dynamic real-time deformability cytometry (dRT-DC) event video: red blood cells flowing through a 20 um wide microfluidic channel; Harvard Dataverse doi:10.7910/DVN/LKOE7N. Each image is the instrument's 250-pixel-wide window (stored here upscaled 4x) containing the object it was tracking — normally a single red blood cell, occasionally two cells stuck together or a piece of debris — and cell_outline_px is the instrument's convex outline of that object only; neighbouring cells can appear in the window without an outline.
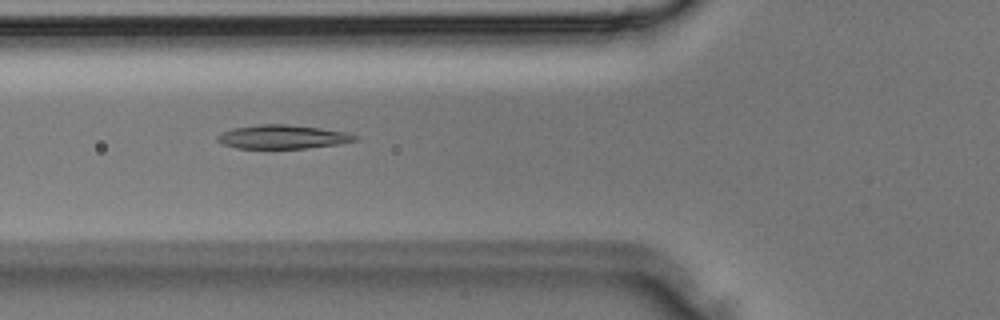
{"species": "Egyptian fruit bat (a non-hibernating species)", "species_latin": "Rousettus aegyptiacus", "temperature_condition": "room temperature", "stored_images_in_passage": 33, "camera_frame_rate_fps": 3000, "um_per_image_px": 0.085, "animal": {"sex": "male"}, "frame": {"image": 1, "passage_image": 10, "time_ms": 3.0, "image_size_px": [1000, 320], "cell_outline_px": [[356, 140], [336, 144], [304, 148], [236, 148], [224, 144], [216, 140], [216, 136], [232, 128], [260, 124], [288, 124], [320, 128], [348, 132], [356, 136]], "centroid_in_image_um": [23.99, 11.62], "position_along_channel_um": 101.8, "area_um2": 18.84}}
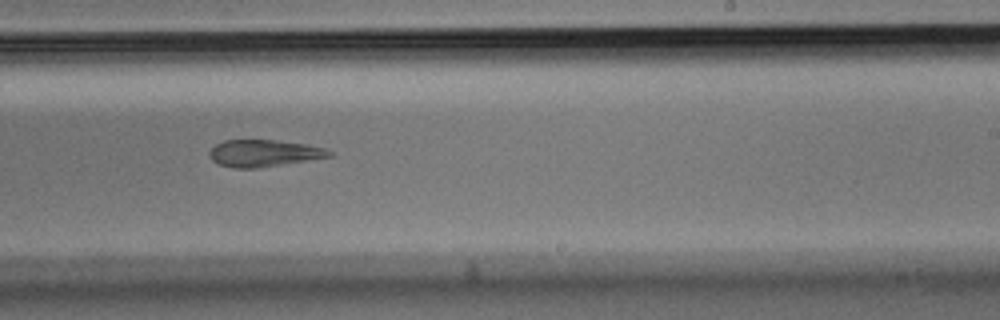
{"frame": {"image": 2, "passage_image": 19, "time_ms": 6.0, "image_size_px": [1000, 320], "cell_outline_px": [[332, 156], [256, 168], [232, 168], [220, 164], [212, 160], [208, 156], [208, 152], [216, 144], [224, 140], [276, 140], [304, 144], [324, 148], [332, 152]], "centroid_in_image_um": [22.37, 13.02], "position_along_channel_um": 266.6, "area_um2": 18.55}}
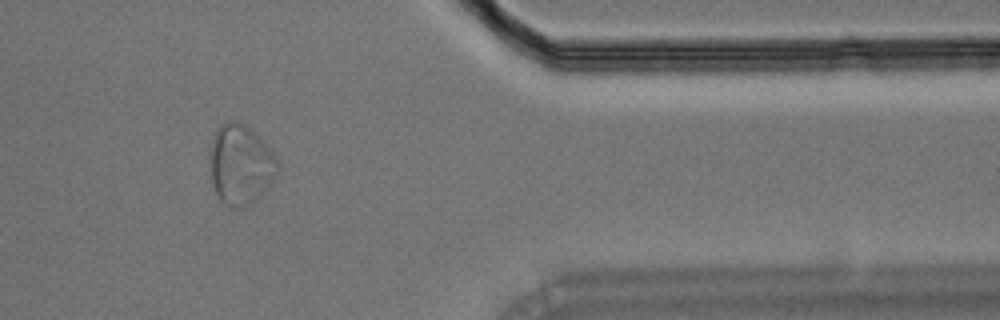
{"frame": {"image": 3, "passage_image": 27, "time_ms": 8.667, "image_size_px": [1000, 320], "cell_outline_px": [[280, 168], [272, 184], [256, 200], [240, 208], [228, 208], [220, 200], [212, 184], [208, 156], [212, 140], [216, 132], [224, 120], [236, 120], [244, 124], [272, 148], [280, 164]], "centroid_in_image_um": [20.46, 13.99], "position_along_channel_um": 390.9, "area_um2": 32.31}}